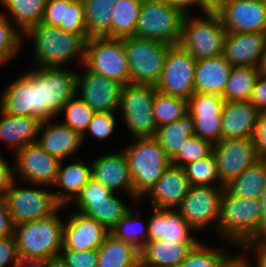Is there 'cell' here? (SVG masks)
<instances>
[{"instance_id": "1", "label": "cell", "mask_w": 266, "mask_h": 267, "mask_svg": "<svg viewBox=\"0 0 266 267\" xmlns=\"http://www.w3.org/2000/svg\"><path fill=\"white\" fill-rule=\"evenodd\" d=\"M23 35L33 38L35 63L38 67L64 66L76 56L81 65L84 63L87 33H70L58 26L40 22Z\"/></svg>"}, {"instance_id": "2", "label": "cell", "mask_w": 266, "mask_h": 267, "mask_svg": "<svg viewBox=\"0 0 266 267\" xmlns=\"http://www.w3.org/2000/svg\"><path fill=\"white\" fill-rule=\"evenodd\" d=\"M217 231L220 233V237L237 247H242L250 240L261 238L259 199L236 197L224 189L220 202Z\"/></svg>"}, {"instance_id": "3", "label": "cell", "mask_w": 266, "mask_h": 267, "mask_svg": "<svg viewBox=\"0 0 266 267\" xmlns=\"http://www.w3.org/2000/svg\"><path fill=\"white\" fill-rule=\"evenodd\" d=\"M18 224L14 236L19 259L47 260L58 256L63 247L64 223L58 215Z\"/></svg>"}, {"instance_id": "4", "label": "cell", "mask_w": 266, "mask_h": 267, "mask_svg": "<svg viewBox=\"0 0 266 267\" xmlns=\"http://www.w3.org/2000/svg\"><path fill=\"white\" fill-rule=\"evenodd\" d=\"M133 139L134 145L128 146L123 152L133 183V198L139 200L163 175L171 160L154 137Z\"/></svg>"}, {"instance_id": "5", "label": "cell", "mask_w": 266, "mask_h": 267, "mask_svg": "<svg viewBox=\"0 0 266 267\" xmlns=\"http://www.w3.org/2000/svg\"><path fill=\"white\" fill-rule=\"evenodd\" d=\"M204 17L186 14L179 44L197 61L223 55L227 30L216 12H204Z\"/></svg>"}, {"instance_id": "6", "label": "cell", "mask_w": 266, "mask_h": 267, "mask_svg": "<svg viewBox=\"0 0 266 267\" xmlns=\"http://www.w3.org/2000/svg\"><path fill=\"white\" fill-rule=\"evenodd\" d=\"M185 16L167 0H143L134 36L179 44Z\"/></svg>"}, {"instance_id": "7", "label": "cell", "mask_w": 266, "mask_h": 267, "mask_svg": "<svg viewBox=\"0 0 266 267\" xmlns=\"http://www.w3.org/2000/svg\"><path fill=\"white\" fill-rule=\"evenodd\" d=\"M123 42L130 69V83L156 86L170 45L136 36L125 37Z\"/></svg>"}, {"instance_id": "8", "label": "cell", "mask_w": 266, "mask_h": 267, "mask_svg": "<svg viewBox=\"0 0 266 267\" xmlns=\"http://www.w3.org/2000/svg\"><path fill=\"white\" fill-rule=\"evenodd\" d=\"M155 86L129 83L123 85L119 109L133 138L154 137L157 124L153 115Z\"/></svg>"}, {"instance_id": "9", "label": "cell", "mask_w": 266, "mask_h": 267, "mask_svg": "<svg viewBox=\"0 0 266 267\" xmlns=\"http://www.w3.org/2000/svg\"><path fill=\"white\" fill-rule=\"evenodd\" d=\"M83 64L84 68L122 85L130 83V69L123 38H88Z\"/></svg>"}, {"instance_id": "10", "label": "cell", "mask_w": 266, "mask_h": 267, "mask_svg": "<svg viewBox=\"0 0 266 267\" xmlns=\"http://www.w3.org/2000/svg\"><path fill=\"white\" fill-rule=\"evenodd\" d=\"M15 181L3 197L14 226L44 219L60 208L65 209L56 201L53 191L39 187L38 189L16 187L18 183Z\"/></svg>"}, {"instance_id": "11", "label": "cell", "mask_w": 266, "mask_h": 267, "mask_svg": "<svg viewBox=\"0 0 266 267\" xmlns=\"http://www.w3.org/2000/svg\"><path fill=\"white\" fill-rule=\"evenodd\" d=\"M31 71L41 80L42 121L55 119L77 95V73L63 66L37 67Z\"/></svg>"}, {"instance_id": "12", "label": "cell", "mask_w": 266, "mask_h": 267, "mask_svg": "<svg viewBox=\"0 0 266 267\" xmlns=\"http://www.w3.org/2000/svg\"><path fill=\"white\" fill-rule=\"evenodd\" d=\"M197 60L180 44L170 45L156 90L171 96L189 99L194 93V72Z\"/></svg>"}, {"instance_id": "13", "label": "cell", "mask_w": 266, "mask_h": 267, "mask_svg": "<svg viewBox=\"0 0 266 267\" xmlns=\"http://www.w3.org/2000/svg\"><path fill=\"white\" fill-rule=\"evenodd\" d=\"M225 186L191 185L177 210L185 221L194 229L201 231L206 226L217 223L220 212V202ZM211 223V224H210Z\"/></svg>"}, {"instance_id": "14", "label": "cell", "mask_w": 266, "mask_h": 267, "mask_svg": "<svg viewBox=\"0 0 266 267\" xmlns=\"http://www.w3.org/2000/svg\"><path fill=\"white\" fill-rule=\"evenodd\" d=\"M14 172L19 179L36 186H53L61 160L48 154L36 142L20 148L15 154ZM20 175V176H19Z\"/></svg>"}, {"instance_id": "15", "label": "cell", "mask_w": 266, "mask_h": 267, "mask_svg": "<svg viewBox=\"0 0 266 267\" xmlns=\"http://www.w3.org/2000/svg\"><path fill=\"white\" fill-rule=\"evenodd\" d=\"M213 155L224 186L258 160L252 137L221 139L214 144Z\"/></svg>"}, {"instance_id": "16", "label": "cell", "mask_w": 266, "mask_h": 267, "mask_svg": "<svg viewBox=\"0 0 266 267\" xmlns=\"http://www.w3.org/2000/svg\"><path fill=\"white\" fill-rule=\"evenodd\" d=\"M215 12L227 32H266V2L223 0Z\"/></svg>"}, {"instance_id": "17", "label": "cell", "mask_w": 266, "mask_h": 267, "mask_svg": "<svg viewBox=\"0 0 266 267\" xmlns=\"http://www.w3.org/2000/svg\"><path fill=\"white\" fill-rule=\"evenodd\" d=\"M77 72V95L95 112H118L123 85L88 69ZM79 92V93H78Z\"/></svg>"}, {"instance_id": "18", "label": "cell", "mask_w": 266, "mask_h": 267, "mask_svg": "<svg viewBox=\"0 0 266 267\" xmlns=\"http://www.w3.org/2000/svg\"><path fill=\"white\" fill-rule=\"evenodd\" d=\"M225 100L210 93H194L187 100L188 112L193 116L194 135L211 141L222 139V111Z\"/></svg>"}, {"instance_id": "19", "label": "cell", "mask_w": 266, "mask_h": 267, "mask_svg": "<svg viewBox=\"0 0 266 267\" xmlns=\"http://www.w3.org/2000/svg\"><path fill=\"white\" fill-rule=\"evenodd\" d=\"M69 215L67 223H64L62 249L75 251L99 249L110 231L79 211H73Z\"/></svg>"}, {"instance_id": "20", "label": "cell", "mask_w": 266, "mask_h": 267, "mask_svg": "<svg viewBox=\"0 0 266 267\" xmlns=\"http://www.w3.org/2000/svg\"><path fill=\"white\" fill-rule=\"evenodd\" d=\"M190 187L184 168L170 164L146 195L153 208L177 209Z\"/></svg>"}, {"instance_id": "21", "label": "cell", "mask_w": 266, "mask_h": 267, "mask_svg": "<svg viewBox=\"0 0 266 267\" xmlns=\"http://www.w3.org/2000/svg\"><path fill=\"white\" fill-rule=\"evenodd\" d=\"M91 176L113 192L123 189L133 198V183L123 151L108 153L91 162Z\"/></svg>"}, {"instance_id": "22", "label": "cell", "mask_w": 266, "mask_h": 267, "mask_svg": "<svg viewBox=\"0 0 266 267\" xmlns=\"http://www.w3.org/2000/svg\"><path fill=\"white\" fill-rule=\"evenodd\" d=\"M265 43L266 32H227L223 56L233 67H258Z\"/></svg>"}, {"instance_id": "23", "label": "cell", "mask_w": 266, "mask_h": 267, "mask_svg": "<svg viewBox=\"0 0 266 267\" xmlns=\"http://www.w3.org/2000/svg\"><path fill=\"white\" fill-rule=\"evenodd\" d=\"M50 121L41 122L36 143L48 154L64 161L79 150L83 144L82 135L60 121Z\"/></svg>"}, {"instance_id": "24", "label": "cell", "mask_w": 266, "mask_h": 267, "mask_svg": "<svg viewBox=\"0 0 266 267\" xmlns=\"http://www.w3.org/2000/svg\"><path fill=\"white\" fill-rule=\"evenodd\" d=\"M148 220V240L199 242L192 236L194 230L177 209H156Z\"/></svg>"}, {"instance_id": "25", "label": "cell", "mask_w": 266, "mask_h": 267, "mask_svg": "<svg viewBox=\"0 0 266 267\" xmlns=\"http://www.w3.org/2000/svg\"><path fill=\"white\" fill-rule=\"evenodd\" d=\"M197 243L148 240L140 249V267H179Z\"/></svg>"}, {"instance_id": "26", "label": "cell", "mask_w": 266, "mask_h": 267, "mask_svg": "<svg viewBox=\"0 0 266 267\" xmlns=\"http://www.w3.org/2000/svg\"><path fill=\"white\" fill-rule=\"evenodd\" d=\"M260 111L250 101H225L222 139L252 137Z\"/></svg>"}, {"instance_id": "27", "label": "cell", "mask_w": 266, "mask_h": 267, "mask_svg": "<svg viewBox=\"0 0 266 267\" xmlns=\"http://www.w3.org/2000/svg\"><path fill=\"white\" fill-rule=\"evenodd\" d=\"M232 67L223 55L198 60L194 72L195 93L222 96Z\"/></svg>"}, {"instance_id": "28", "label": "cell", "mask_w": 266, "mask_h": 267, "mask_svg": "<svg viewBox=\"0 0 266 267\" xmlns=\"http://www.w3.org/2000/svg\"><path fill=\"white\" fill-rule=\"evenodd\" d=\"M41 22L70 33H87L82 0H48Z\"/></svg>"}, {"instance_id": "29", "label": "cell", "mask_w": 266, "mask_h": 267, "mask_svg": "<svg viewBox=\"0 0 266 267\" xmlns=\"http://www.w3.org/2000/svg\"><path fill=\"white\" fill-rule=\"evenodd\" d=\"M0 141L8 144L15 153L24 146L35 143L41 120L31 116H14L0 108Z\"/></svg>"}, {"instance_id": "30", "label": "cell", "mask_w": 266, "mask_h": 267, "mask_svg": "<svg viewBox=\"0 0 266 267\" xmlns=\"http://www.w3.org/2000/svg\"><path fill=\"white\" fill-rule=\"evenodd\" d=\"M79 162L63 166V161L60 163L58 176L53 186L59 187V191L53 192L56 201L61 206H68L69 203L76 197L82 187L92 178L91 165ZM63 190V192H61Z\"/></svg>"}, {"instance_id": "31", "label": "cell", "mask_w": 266, "mask_h": 267, "mask_svg": "<svg viewBox=\"0 0 266 267\" xmlns=\"http://www.w3.org/2000/svg\"><path fill=\"white\" fill-rule=\"evenodd\" d=\"M0 108L10 115L34 117L33 84L24 75L10 82L1 93Z\"/></svg>"}, {"instance_id": "32", "label": "cell", "mask_w": 266, "mask_h": 267, "mask_svg": "<svg viewBox=\"0 0 266 267\" xmlns=\"http://www.w3.org/2000/svg\"><path fill=\"white\" fill-rule=\"evenodd\" d=\"M97 267H140V249L110 233L98 249Z\"/></svg>"}, {"instance_id": "33", "label": "cell", "mask_w": 266, "mask_h": 267, "mask_svg": "<svg viewBox=\"0 0 266 267\" xmlns=\"http://www.w3.org/2000/svg\"><path fill=\"white\" fill-rule=\"evenodd\" d=\"M113 192L105 200L75 201L79 212L93 218L109 231L132 209Z\"/></svg>"}, {"instance_id": "34", "label": "cell", "mask_w": 266, "mask_h": 267, "mask_svg": "<svg viewBox=\"0 0 266 267\" xmlns=\"http://www.w3.org/2000/svg\"><path fill=\"white\" fill-rule=\"evenodd\" d=\"M119 0H82L87 38H111L112 7Z\"/></svg>"}, {"instance_id": "35", "label": "cell", "mask_w": 266, "mask_h": 267, "mask_svg": "<svg viewBox=\"0 0 266 267\" xmlns=\"http://www.w3.org/2000/svg\"><path fill=\"white\" fill-rule=\"evenodd\" d=\"M192 135H194L193 116L187 112L179 120L158 127L154 138L171 160Z\"/></svg>"}, {"instance_id": "36", "label": "cell", "mask_w": 266, "mask_h": 267, "mask_svg": "<svg viewBox=\"0 0 266 267\" xmlns=\"http://www.w3.org/2000/svg\"><path fill=\"white\" fill-rule=\"evenodd\" d=\"M265 184L266 160L258 159L224 188L236 197L259 199Z\"/></svg>"}, {"instance_id": "37", "label": "cell", "mask_w": 266, "mask_h": 267, "mask_svg": "<svg viewBox=\"0 0 266 267\" xmlns=\"http://www.w3.org/2000/svg\"><path fill=\"white\" fill-rule=\"evenodd\" d=\"M48 0H0V3L8 12H0L11 15V21L23 33L30 27L39 24L44 15V8ZM7 13V14H6Z\"/></svg>"}, {"instance_id": "38", "label": "cell", "mask_w": 266, "mask_h": 267, "mask_svg": "<svg viewBox=\"0 0 266 267\" xmlns=\"http://www.w3.org/2000/svg\"><path fill=\"white\" fill-rule=\"evenodd\" d=\"M258 75V67H232L222 95L223 99L225 101H250Z\"/></svg>"}, {"instance_id": "39", "label": "cell", "mask_w": 266, "mask_h": 267, "mask_svg": "<svg viewBox=\"0 0 266 267\" xmlns=\"http://www.w3.org/2000/svg\"><path fill=\"white\" fill-rule=\"evenodd\" d=\"M143 0H119L112 7L111 38L122 39L135 34Z\"/></svg>"}, {"instance_id": "40", "label": "cell", "mask_w": 266, "mask_h": 267, "mask_svg": "<svg viewBox=\"0 0 266 267\" xmlns=\"http://www.w3.org/2000/svg\"><path fill=\"white\" fill-rule=\"evenodd\" d=\"M187 112V99L161 93L155 87L153 115L157 128L179 120Z\"/></svg>"}, {"instance_id": "41", "label": "cell", "mask_w": 266, "mask_h": 267, "mask_svg": "<svg viewBox=\"0 0 266 267\" xmlns=\"http://www.w3.org/2000/svg\"><path fill=\"white\" fill-rule=\"evenodd\" d=\"M133 208L123 217L110 231V233L121 240L133 243L137 248L141 249L148 241V221L146 227L144 222L135 216ZM140 219V223L137 224ZM137 221V222H136Z\"/></svg>"}, {"instance_id": "42", "label": "cell", "mask_w": 266, "mask_h": 267, "mask_svg": "<svg viewBox=\"0 0 266 267\" xmlns=\"http://www.w3.org/2000/svg\"><path fill=\"white\" fill-rule=\"evenodd\" d=\"M233 257L199 241L179 267H224Z\"/></svg>"}, {"instance_id": "43", "label": "cell", "mask_w": 266, "mask_h": 267, "mask_svg": "<svg viewBox=\"0 0 266 267\" xmlns=\"http://www.w3.org/2000/svg\"><path fill=\"white\" fill-rule=\"evenodd\" d=\"M23 34L11 22L10 17L0 13V65L7 64L17 55L21 48Z\"/></svg>"}, {"instance_id": "44", "label": "cell", "mask_w": 266, "mask_h": 267, "mask_svg": "<svg viewBox=\"0 0 266 267\" xmlns=\"http://www.w3.org/2000/svg\"><path fill=\"white\" fill-rule=\"evenodd\" d=\"M213 146L214 144L211 141L192 135L171 159V164L184 168L187 164L211 156L213 154Z\"/></svg>"}, {"instance_id": "45", "label": "cell", "mask_w": 266, "mask_h": 267, "mask_svg": "<svg viewBox=\"0 0 266 267\" xmlns=\"http://www.w3.org/2000/svg\"><path fill=\"white\" fill-rule=\"evenodd\" d=\"M186 177L191 185H205V186H224L219 178L217 170V162L215 156H211L198 160L196 162L187 164L184 167Z\"/></svg>"}, {"instance_id": "46", "label": "cell", "mask_w": 266, "mask_h": 267, "mask_svg": "<svg viewBox=\"0 0 266 267\" xmlns=\"http://www.w3.org/2000/svg\"><path fill=\"white\" fill-rule=\"evenodd\" d=\"M77 97L71 98L62 108L61 113L65 112V121L62 123L83 135L96 112Z\"/></svg>"}, {"instance_id": "47", "label": "cell", "mask_w": 266, "mask_h": 267, "mask_svg": "<svg viewBox=\"0 0 266 267\" xmlns=\"http://www.w3.org/2000/svg\"><path fill=\"white\" fill-rule=\"evenodd\" d=\"M115 113L116 112H96L89 123L87 130L82 135L83 143L88 134H91V136L100 140L106 139L112 135L117 124Z\"/></svg>"}, {"instance_id": "48", "label": "cell", "mask_w": 266, "mask_h": 267, "mask_svg": "<svg viewBox=\"0 0 266 267\" xmlns=\"http://www.w3.org/2000/svg\"><path fill=\"white\" fill-rule=\"evenodd\" d=\"M59 255L68 267H97L98 249L87 251L61 249Z\"/></svg>"}, {"instance_id": "49", "label": "cell", "mask_w": 266, "mask_h": 267, "mask_svg": "<svg viewBox=\"0 0 266 267\" xmlns=\"http://www.w3.org/2000/svg\"><path fill=\"white\" fill-rule=\"evenodd\" d=\"M113 191L91 178L71 201H99L108 198Z\"/></svg>"}, {"instance_id": "50", "label": "cell", "mask_w": 266, "mask_h": 267, "mask_svg": "<svg viewBox=\"0 0 266 267\" xmlns=\"http://www.w3.org/2000/svg\"><path fill=\"white\" fill-rule=\"evenodd\" d=\"M18 261L15 236L0 237V267H7L8 264L15 267Z\"/></svg>"}, {"instance_id": "51", "label": "cell", "mask_w": 266, "mask_h": 267, "mask_svg": "<svg viewBox=\"0 0 266 267\" xmlns=\"http://www.w3.org/2000/svg\"><path fill=\"white\" fill-rule=\"evenodd\" d=\"M252 139L258 159L266 160V111L259 113Z\"/></svg>"}, {"instance_id": "52", "label": "cell", "mask_w": 266, "mask_h": 267, "mask_svg": "<svg viewBox=\"0 0 266 267\" xmlns=\"http://www.w3.org/2000/svg\"><path fill=\"white\" fill-rule=\"evenodd\" d=\"M250 102L260 111H266V74L259 73Z\"/></svg>"}, {"instance_id": "53", "label": "cell", "mask_w": 266, "mask_h": 267, "mask_svg": "<svg viewBox=\"0 0 266 267\" xmlns=\"http://www.w3.org/2000/svg\"><path fill=\"white\" fill-rule=\"evenodd\" d=\"M23 75L33 84L34 117L42 121L41 80L32 71Z\"/></svg>"}, {"instance_id": "54", "label": "cell", "mask_w": 266, "mask_h": 267, "mask_svg": "<svg viewBox=\"0 0 266 267\" xmlns=\"http://www.w3.org/2000/svg\"><path fill=\"white\" fill-rule=\"evenodd\" d=\"M14 167L0 156V198H3L14 179Z\"/></svg>"}, {"instance_id": "55", "label": "cell", "mask_w": 266, "mask_h": 267, "mask_svg": "<svg viewBox=\"0 0 266 267\" xmlns=\"http://www.w3.org/2000/svg\"><path fill=\"white\" fill-rule=\"evenodd\" d=\"M14 224L4 198H0V237L14 235Z\"/></svg>"}, {"instance_id": "56", "label": "cell", "mask_w": 266, "mask_h": 267, "mask_svg": "<svg viewBox=\"0 0 266 267\" xmlns=\"http://www.w3.org/2000/svg\"><path fill=\"white\" fill-rule=\"evenodd\" d=\"M242 249L245 248L249 250L254 248L253 250L256 251L257 253L255 255L256 261H255V266L250 265V267H266V244L259 238V239H253L248 242H246L242 247Z\"/></svg>"}, {"instance_id": "57", "label": "cell", "mask_w": 266, "mask_h": 267, "mask_svg": "<svg viewBox=\"0 0 266 267\" xmlns=\"http://www.w3.org/2000/svg\"><path fill=\"white\" fill-rule=\"evenodd\" d=\"M223 0H197V6L201 12H215Z\"/></svg>"}, {"instance_id": "58", "label": "cell", "mask_w": 266, "mask_h": 267, "mask_svg": "<svg viewBox=\"0 0 266 267\" xmlns=\"http://www.w3.org/2000/svg\"><path fill=\"white\" fill-rule=\"evenodd\" d=\"M261 205V236L266 229V184L259 197Z\"/></svg>"}, {"instance_id": "59", "label": "cell", "mask_w": 266, "mask_h": 267, "mask_svg": "<svg viewBox=\"0 0 266 267\" xmlns=\"http://www.w3.org/2000/svg\"><path fill=\"white\" fill-rule=\"evenodd\" d=\"M173 6L181 9L185 14H189V7L197 5V0H167ZM188 11V12H187Z\"/></svg>"}, {"instance_id": "60", "label": "cell", "mask_w": 266, "mask_h": 267, "mask_svg": "<svg viewBox=\"0 0 266 267\" xmlns=\"http://www.w3.org/2000/svg\"><path fill=\"white\" fill-rule=\"evenodd\" d=\"M15 267H45V260H25L19 259Z\"/></svg>"}, {"instance_id": "61", "label": "cell", "mask_w": 266, "mask_h": 267, "mask_svg": "<svg viewBox=\"0 0 266 267\" xmlns=\"http://www.w3.org/2000/svg\"><path fill=\"white\" fill-rule=\"evenodd\" d=\"M45 267H68L60 255L45 260Z\"/></svg>"}, {"instance_id": "62", "label": "cell", "mask_w": 266, "mask_h": 267, "mask_svg": "<svg viewBox=\"0 0 266 267\" xmlns=\"http://www.w3.org/2000/svg\"><path fill=\"white\" fill-rule=\"evenodd\" d=\"M245 256L233 257L224 267H244L247 264Z\"/></svg>"}, {"instance_id": "63", "label": "cell", "mask_w": 266, "mask_h": 267, "mask_svg": "<svg viewBox=\"0 0 266 267\" xmlns=\"http://www.w3.org/2000/svg\"><path fill=\"white\" fill-rule=\"evenodd\" d=\"M258 70L259 73H264L266 74V43H265V48L262 52L259 64H258Z\"/></svg>"}, {"instance_id": "64", "label": "cell", "mask_w": 266, "mask_h": 267, "mask_svg": "<svg viewBox=\"0 0 266 267\" xmlns=\"http://www.w3.org/2000/svg\"><path fill=\"white\" fill-rule=\"evenodd\" d=\"M265 244H266V229L265 231L263 232L261 238H260Z\"/></svg>"}, {"instance_id": "65", "label": "cell", "mask_w": 266, "mask_h": 267, "mask_svg": "<svg viewBox=\"0 0 266 267\" xmlns=\"http://www.w3.org/2000/svg\"><path fill=\"white\" fill-rule=\"evenodd\" d=\"M245 258H246V260H247L248 263L244 267H250V265H249V262L250 261L247 259V257H245Z\"/></svg>"}]
</instances>
